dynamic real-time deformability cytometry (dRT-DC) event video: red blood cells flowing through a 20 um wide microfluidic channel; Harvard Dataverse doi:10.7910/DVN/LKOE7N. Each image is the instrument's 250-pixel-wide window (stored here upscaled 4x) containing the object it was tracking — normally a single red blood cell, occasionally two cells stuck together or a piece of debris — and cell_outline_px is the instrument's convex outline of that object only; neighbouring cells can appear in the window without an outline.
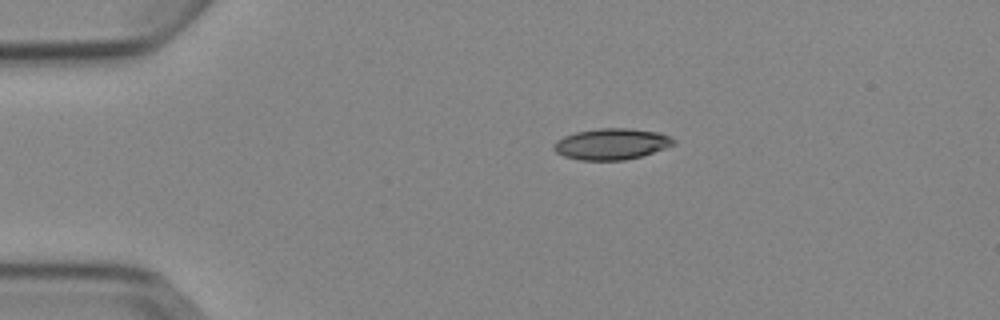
{"species": "Egyptian fruit bat (a non-hibernating species)", "species_latin": "Rousettus aegyptiacus", "temperature_condition": "cold", "stored_images_in_passage": 3, "camera_frame_rate_fps": 3000, "um_per_image_px": 0.085, "animal": {"sex": "female"}, "frame": {"image": 1, "passage_image": 1, "time_ms": 0.0, "image_size_px": [1000, 320], "cell_outline_px": [[676, 144], [640, 156], [624, 160], [580, 160], [564, 156], [556, 152], [552, 148], [552, 144], [556, 140], [564, 136], [576, 132], [600, 128], [628, 128], [660, 132], [676, 140]], "centroid_in_image_um": [51.95, 12.23], "position_along_channel_um": 33.0, "area_um2": 21.73}}
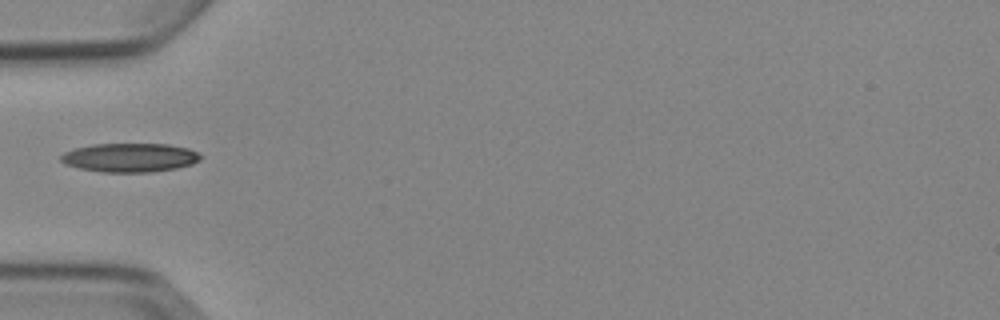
{"frame": {"image": 2, "passage_image": 3, "time_ms": 2.333, "image_size_px": [1000, 320], "cell_outline_px": [[204, 156], [200, 160], [192, 164], [176, 168], [152, 172], [100, 172], [80, 168], [64, 164], [60, 160], [60, 156], [64, 152], [76, 148], [92, 144], [168, 144], [188, 148]], "centroid_in_image_um": [11.04, 13.39], "position_along_channel_um": 74.0, "area_um2": 23.58}}